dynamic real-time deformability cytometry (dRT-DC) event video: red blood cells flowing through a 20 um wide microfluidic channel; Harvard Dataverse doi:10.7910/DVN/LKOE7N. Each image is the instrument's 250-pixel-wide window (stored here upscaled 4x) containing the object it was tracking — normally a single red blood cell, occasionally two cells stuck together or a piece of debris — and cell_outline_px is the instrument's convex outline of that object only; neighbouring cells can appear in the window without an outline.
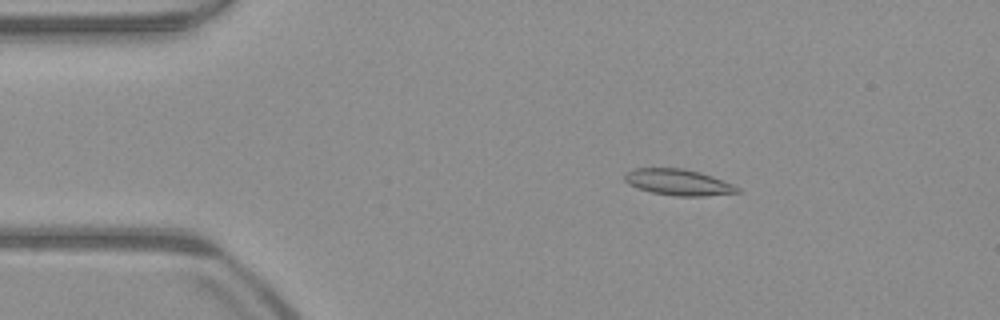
{"species": "common noctule bat (a hibernating species)", "species_latin": "Nyctalus noctula", "temperature_condition": "warm", "stored_images_in_passage": 52, "camera_frame_rate_fps": 3000, "um_per_image_px": 0.085, "animal": {"sex": "male", "body_mass_g": 23.1, "forearm_length_mm": 52.7}, "frame": {"image": 1, "passage_image": 9, "time_ms": 2.667, "image_size_px": [1000, 320], "cell_outline_px": [[740, 192], [704, 196], [676, 196], [652, 192], [628, 184], [624, 180], [624, 172], [632, 168], [684, 168], [700, 172], [712, 176], [732, 184], [740, 188]], "centroid_in_image_um": [57.63, 15.48], "position_along_channel_um": 27.4, "area_um2": 17.17}}
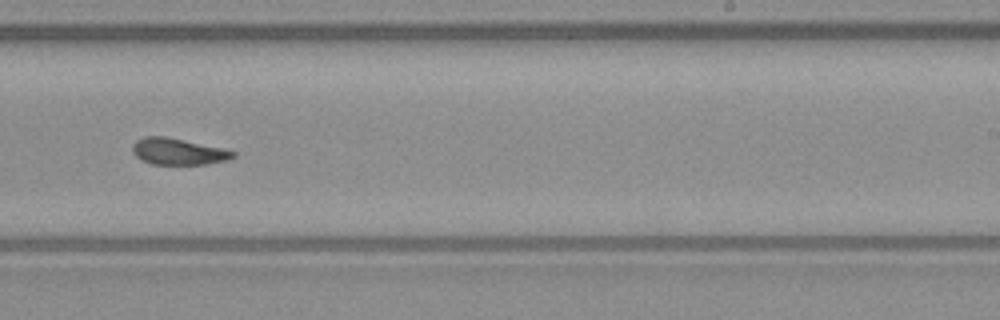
{"frame": {"image": 2, "passage_image": 32, "time_ms": 10.333, "image_size_px": [1000, 320], "cell_outline_px": [[236, 156], [228, 160], [204, 164], [152, 164], [140, 160], [132, 152], [132, 144], [136, 140], [144, 136], [168, 136], [220, 148], [236, 152]], "centroid_in_image_um": [15.09, 12.87], "position_along_channel_um": 273.9, "area_um2": 15.55}}
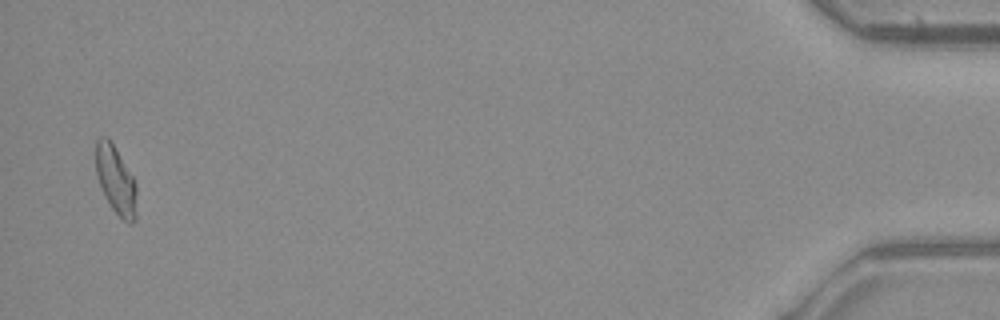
{"frame": {"image": 3, "passage_image": 51, "time_ms": 16.667, "image_size_px": [1000, 320], "cell_outline_px": [[136, 220], [132, 224], [128, 224], [112, 208], [104, 196], [96, 176], [96, 140], [100, 136], [108, 136], [136, 180]], "centroid_in_image_um": [9.85, 15.3], "position_along_channel_um": 425.4, "area_um2": 16.47}, "authors_computed_cell_mechanics": {"area_um2": 16.1262, "velocity_mm_per_s": 3.9357, "shape_relaxation_time_tau1_ms": 4.7333, "shape_relaxation_time_tau2_ms": 2.3449, "deformation_change_tau1": 0.1871, "deformation_change_tau2": 0.1033}}